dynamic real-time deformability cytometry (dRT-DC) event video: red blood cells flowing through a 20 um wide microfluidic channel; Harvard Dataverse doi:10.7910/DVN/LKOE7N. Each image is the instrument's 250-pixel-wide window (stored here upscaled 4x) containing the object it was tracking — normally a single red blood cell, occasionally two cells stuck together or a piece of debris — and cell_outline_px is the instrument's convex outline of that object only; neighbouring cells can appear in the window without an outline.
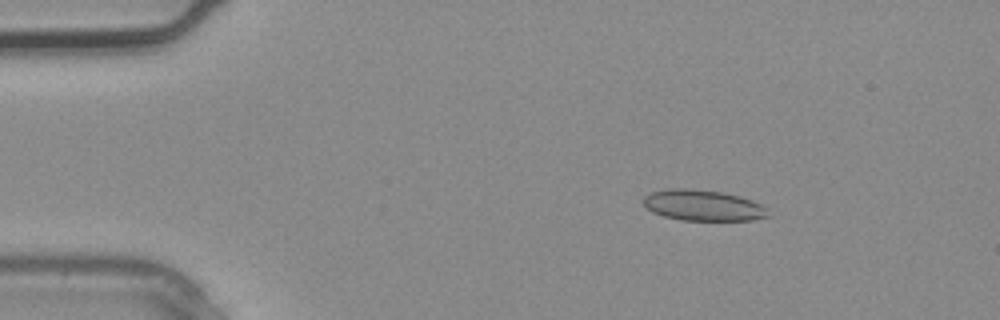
{"species": "common noctule bat (a hibernating species)", "species_latin": "Nyctalus noctula", "temperature_condition": "warm", "stored_images_in_passage": 2, "camera_frame_rate_fps": 3000, "um_per_image_px": 0.085, "animal": {"sex": "male", "body_mass_g": 20.4}, "frame": {"image": 1, "passage_image": 1, "time_ms": 0.0, "image_size_px": [1000, 320], "cell_outline_px": [[768, 216], [752, 220], [680, 220], [664, 216], [652, 212], [644, 204], [644, 196], [652, 192], [668, 188], [688, 188], [724, 192], [740, 196], [752, 200], [768, 208]], "centroid_in_image_um": [59.76, 17.45], "position_along_channel_um": 25.2, "area_um2": 22.48}}